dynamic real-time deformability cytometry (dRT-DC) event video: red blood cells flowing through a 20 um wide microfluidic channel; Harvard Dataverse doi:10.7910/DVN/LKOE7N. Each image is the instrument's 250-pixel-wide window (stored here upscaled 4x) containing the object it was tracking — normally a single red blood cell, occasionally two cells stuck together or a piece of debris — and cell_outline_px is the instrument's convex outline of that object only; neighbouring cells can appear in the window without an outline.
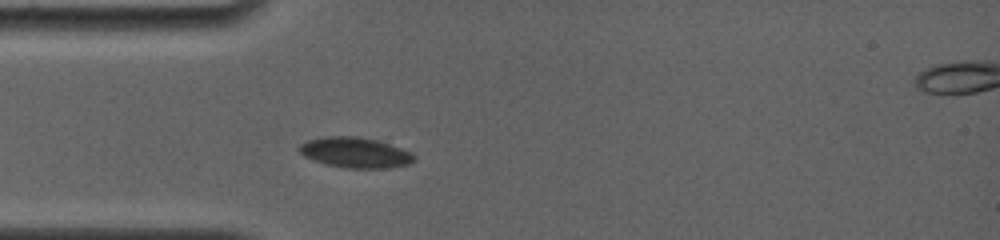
{"species": "common noctule bat (a hibernating species)", "species_latin": "Nyctalus noctula", "temperature_condition": "room temperature", "stored_images_in_passage": 8, "camera_frame_rate_fps": 4000, "um_per_image_px": 0.085, "animal": {"sex": "female", "body_mass_g": 19.0, "forearm_length_mm": 56.7}, "frame": {"image": 1, "passage_image": 3, "time_ms": 1.75, "image_size_px": [1000, 240], "cell_outline_px": [[416, 156], [408, 164], [384, 168], [344, 168], [328, 164], [304, 156], [300, 152], [300, 144], [308, 140], [328, 136], [356, 136], [376, 140], [412, 152]], "centroid_in_image_um": [30.2, 12.96], "position_along_channel_um": 54.8, "area_um2": 19.94}}
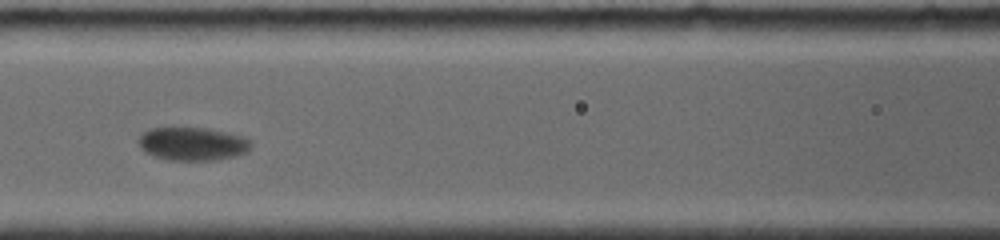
{"frame": {"image": 2, "passage_image": 6, "time_ms": 4.5, "image_size_px": [1000, 240], "cell_outline_px": [[252, 144], [248, 152], [236, 156], [212, 160], [172, 160], [152, 156], [144, 152], [140, 148], [136, 140], [144, 132], [152, 128], [208, 128], [244, 136]], "centroid_in_image_um": [16.35, 12.23], "position_along_channel_um": 150.2, "area_um2": 21.91}}
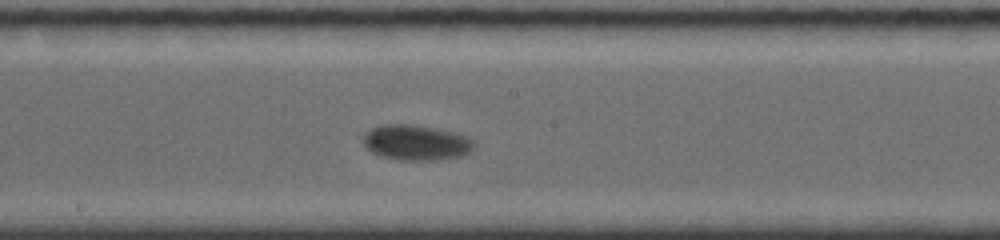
{"frame": {"image": 3, "passage_image": 8, "time_ms": 6.25, "image_size_px": [1000, 240], "cell_outline_px": [[476, 144], [468, 152], [460, 156], [432, 160], [404, 160], [380, 156], [372, 152], [364, 144], [360, 136], [364, 132], [380, 124], [416, 124], [464, 136], [472, 140]], "centroid_in_image_um": [35.27, 12.11], "position_along_channel_um": 212.9, "area_um2": 22.6}}